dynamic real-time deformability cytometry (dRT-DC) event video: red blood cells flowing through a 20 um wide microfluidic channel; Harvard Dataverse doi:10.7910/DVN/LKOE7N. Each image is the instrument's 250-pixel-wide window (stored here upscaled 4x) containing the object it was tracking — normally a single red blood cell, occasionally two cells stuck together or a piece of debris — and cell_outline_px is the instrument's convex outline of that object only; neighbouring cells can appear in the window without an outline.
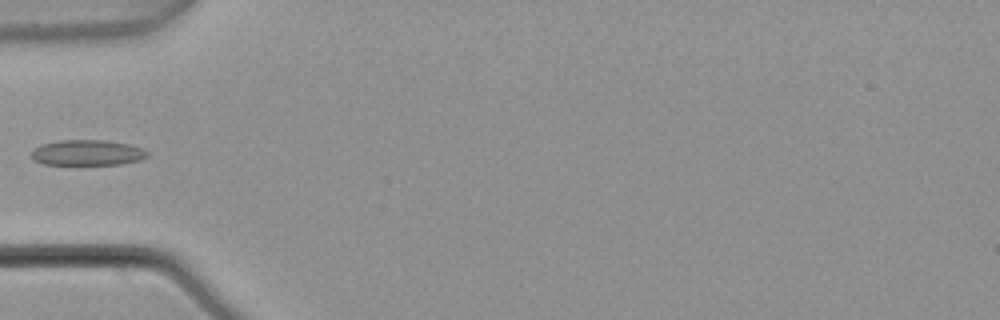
{"species": "common noctule bat (a hibernating species)", "species_latin": "Nyctalus noctula", "temperature_condition": "warm", "stored_images_in_passage": 5, "camera_frame_rate_fps": 3000, "um_per_image_px": 0.085, "animal": {"sex": "male", "body_mass_g": 21.5, "forearm_length_mm": 52.0}, "frame": {"image": 1, "passage_image": 4, "time_ms": 1.0, "image_size_px": [1000, 320], "cell_outline_px": [[148, 156], [140, 160], [120, 164], [44, 164], [36, 160], [32, 156], [32, 152], [36, 148], [44, 144], [60, 140], [104, 140], [128, 144], [140, 148], [148, 152]], "centroid_in_image_um": [7.46, 12.98], "position_along_channel_um": 77.5, "area_um2": 16.88}}
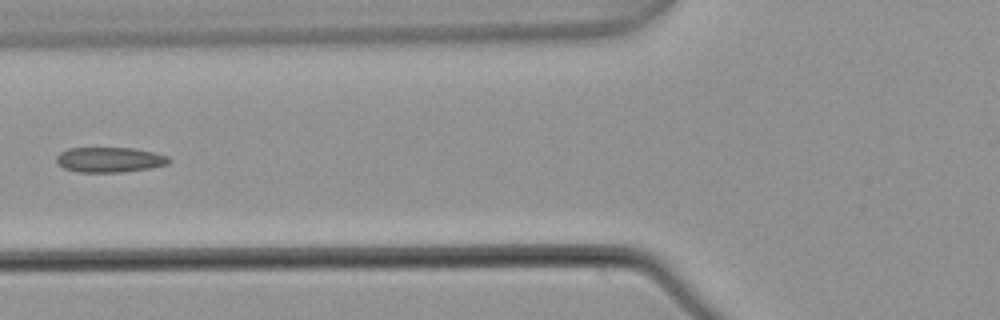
{"frame": {"image": 2, "passage_image": 5, "time_ms": 1.333, "image_size_px": [1000, 320], "cell_outline_px": [[172, 160], [168, 164], [148, 168], [120, 172], [80, 172], [64, 168], [56, 164], [56, 156], [60, 152], [68, 148], [132, 148], [152, 152], [168, 156]], "centroid_in_image_um": [9.28, 13.57], "position_along_channel_um": 116.5, "area_um2": 16.42}}